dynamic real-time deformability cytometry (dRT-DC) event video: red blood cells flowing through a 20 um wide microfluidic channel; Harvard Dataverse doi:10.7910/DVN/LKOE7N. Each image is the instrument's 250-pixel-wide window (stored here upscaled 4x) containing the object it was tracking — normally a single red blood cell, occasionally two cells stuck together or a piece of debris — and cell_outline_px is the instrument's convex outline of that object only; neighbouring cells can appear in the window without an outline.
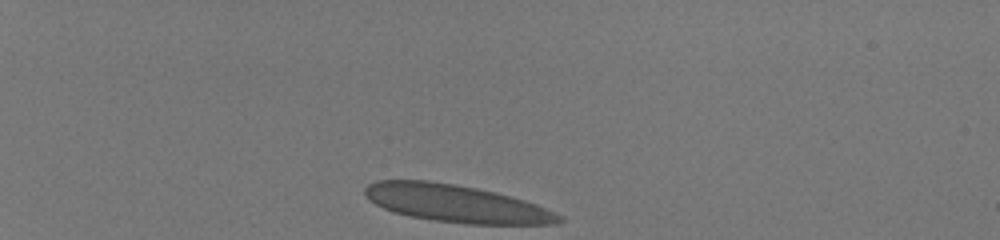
{"species": "human", "species_latin": "Homo sapiens", "temperature_condition": "room temperature", "stored_images_in_passage": 35, "camera_frame_rate_fps": 3000, "um_per_image_px": 0.085, "donor": {"sex": "male"}, "frame": {"image": 1, "passage_image": 1, "time_ms": 0.0, "image_size_px": [1000, 240], "cell_outline_px": [[564, 220], [552, 224], [468, 224], [436, 220], [408, 216], [384, 208], [376, 204], [364, 192], [364, 188], [368, 184], [376, 180], [424, 180], [452, 184], [476, 188], [524, 200], [536, 204], [560, 216]], "centroid_in_image_um": [38.74, 17.3], "position_along_channel_um": 46.3, "area_um2": 41.56}}
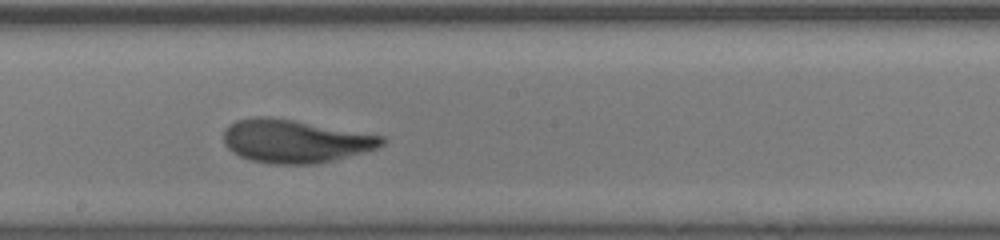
{"frame": {"image": 2, "passage_image": 20, "time_ms": 6.333, "image_size_px": [1000, 240], "cell_outline_px": [[384, 144], [376, 148], [332, 160], [316, 164], [272, 164], [252, 160], [240, 156], [232, 152], [224, 144], [224, 128], [228, 124], [236, 120], [252, 116], [264, 116], [292, 120], [384, 136]], "centroid_in_image_um": [25.01, 11.99], "position_along_channel_um": 223.2, "area_um2": 39.48}}
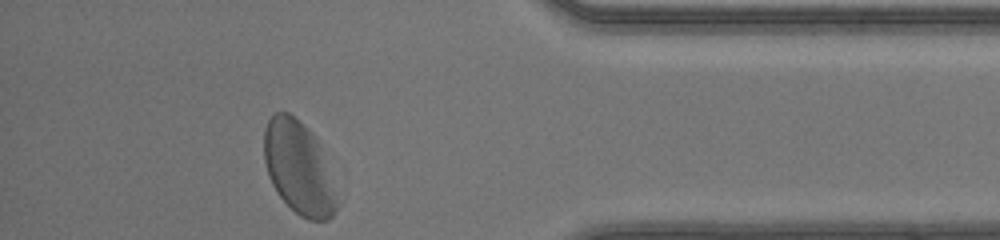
{"frame": {"image": 3, "passage_image": 35, "time_ms": 11.333, "image_size_px": [1000, 240], "cell_outline_px": [[336, 212], [328, 220], [308, 220], [300, 216], [276, 192], [268, 176], [264, 160], [264, 128], [268, 120], [276, 112], [288, 112], [316, 140], [336, 204]], "centroid_in_image_um": [25.28, 14.29], "position_along_channel_um": 409.9, "area_um2": 37.4}, "authors_computed_cell_mechanics": {"area_um2": 40.5756, "velocity_mm_per_s": 4.0532, "shape_relaxation_time_tau1_ms": 3.146, "shape_relaxation_time_tau2_ms": null, "deformation_change_tau1": 0.1629, "deformation_change_tau2": null}}